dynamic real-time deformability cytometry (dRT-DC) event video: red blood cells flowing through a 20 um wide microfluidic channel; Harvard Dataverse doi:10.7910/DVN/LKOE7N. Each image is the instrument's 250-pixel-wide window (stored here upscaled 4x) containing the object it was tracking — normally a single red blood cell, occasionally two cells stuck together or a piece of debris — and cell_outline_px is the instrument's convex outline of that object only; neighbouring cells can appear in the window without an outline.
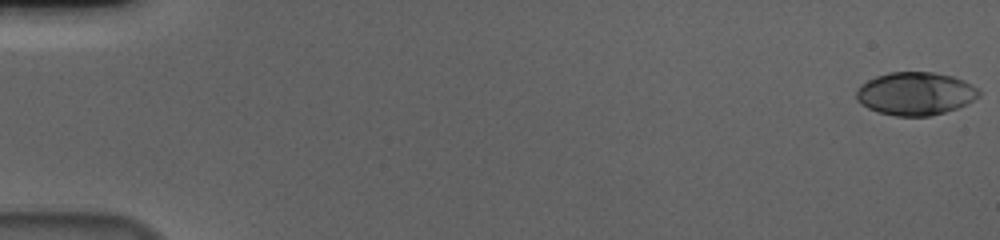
{"species": "human", "species_latin": "Homo sapiens", "temperature_condition": "cold", "stored_images_in_passage": 8, "camera_frame_rate_fps": 3000, "um_per_image_px": 0.085, "donor": {"sex": "male"}, "frame": {"image": 1, "passage_image": 1, "time_ms": 0.0, "image_size_px": [1000, 240], "cell_outline_px": [[980, 96], [956, 108], [944, 112], [928, 116], [896, 116], [880, 112], [868, 108], [860, 104], [856, 100], [856, 92], [860, 84], [876, 76], [888, 72], [932, 72], [952, 76], [964, 80], [972, 84], [980, 92]], "centroid_in_image_um": [77.78, 7.95], "position_along_channel_um": 7.2, "area_um2": 30.63}}